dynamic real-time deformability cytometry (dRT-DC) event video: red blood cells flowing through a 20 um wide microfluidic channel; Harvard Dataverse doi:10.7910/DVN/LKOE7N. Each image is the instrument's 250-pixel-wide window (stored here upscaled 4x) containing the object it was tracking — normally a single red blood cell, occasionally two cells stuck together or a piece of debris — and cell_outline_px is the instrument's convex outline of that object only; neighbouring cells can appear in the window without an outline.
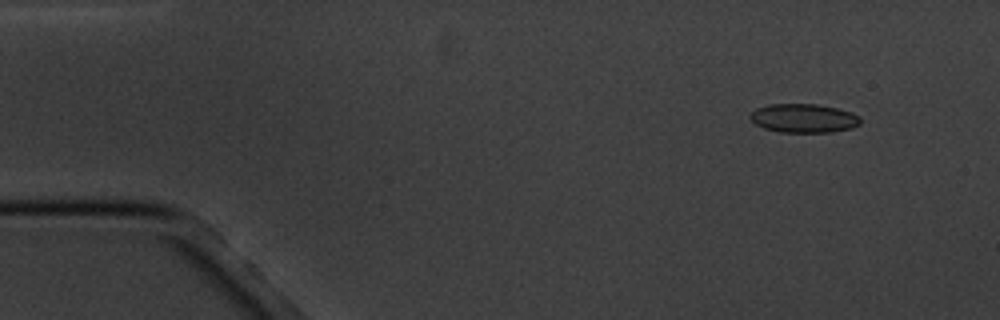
{"species": "common noctule bat (a hibernating species)", "species_latin": "Nyctalus noctula", "temperature_condition": "cold", "stored_images_in_passage": 5, "camera_frame_rate_fps": 3000, "um_per_image_px": 0.085, "animal": {"sex": "male", "body_mass_g": 20.1, "forearm_length_mm": 53.5}, "frame": {"image": 1, "passage_image": 2, "time_ms": 1.0, "image_size_px": [1000, 320], "cell_outline_px": [[860, 124], [852, 128], [832, 132], [780, 132], [764, 128], [756, 124], [748, 116], [756, 108], [768, 104], [816, 104], [836, 108], [852, 112], [860, 116]], "centroid_in_image_um": [68.32, 10.05], "position_along_channel_um": 16.7, "area_um2": 18.55}}
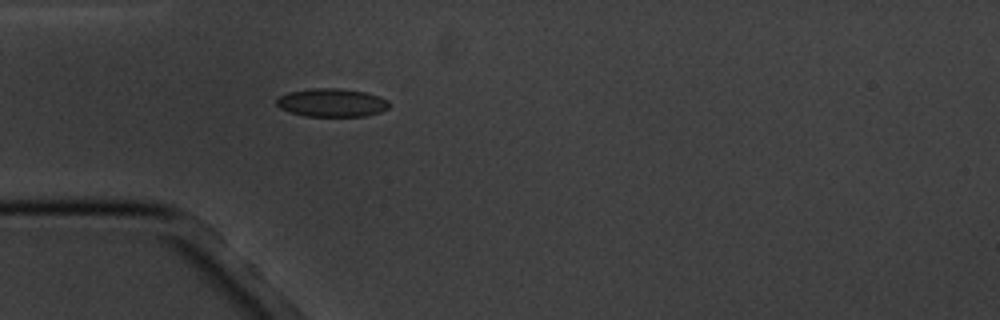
{"frame": {"image": 2, "passage_image": 5, "time_ms": 4.667, "image_size_px": [1000, 320], "cell_outline_px": [[388, 108], [380, 112], [364, 116], [304, 116], [280, 108], [276, 104], [276, 100], [280, 96], [288, 92], [312, 88], [340, 88], [364, 92], [380, 96], [388, 100]], "centroid_in_image_um": [28.2, 8.72], "position_along_channel_um": 56.8, "area_um2": 18.5}}